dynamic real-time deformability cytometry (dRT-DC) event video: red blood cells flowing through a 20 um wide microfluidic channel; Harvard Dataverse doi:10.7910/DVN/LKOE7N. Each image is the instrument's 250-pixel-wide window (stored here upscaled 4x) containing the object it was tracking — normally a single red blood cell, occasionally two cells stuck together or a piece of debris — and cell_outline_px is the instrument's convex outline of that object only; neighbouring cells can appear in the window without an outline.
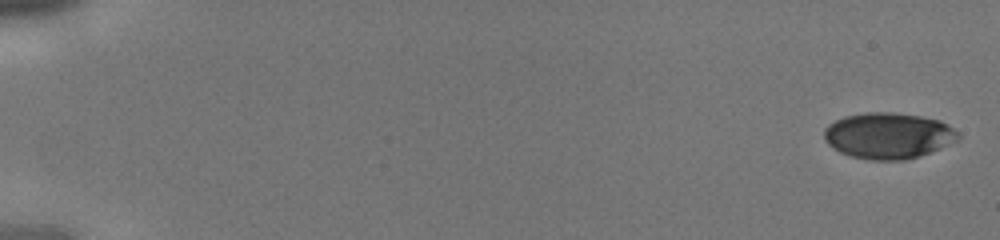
{"species": "human", "species_latin": "Homo sapiens", "temperature_condition": "cold", "stored_images_in_passage": 43, "camera_frame_rate_fps": 3000, "um_per_image_px": 0.085, "donor": {"sex": "male"}, "frame": {"image": 1, "passage_image": 1, "time_ms": 0.0, "image_size_px": [1000, 240], "cell_outline_px": [[960, 140], [928, 152], [904, 160], [868, 160], [852, 156], [840, 152], [832, 148], [824, 140], [824, 128], [828, 124], [844, 116], [864, 112], [892, 112], [920, 116], [940, 120], [948, 124], [960, 136]], "centroid_in_image_um": [75.47, 11.52], "position_along_channel_um": 9.5, "area_um2": 35.95}}
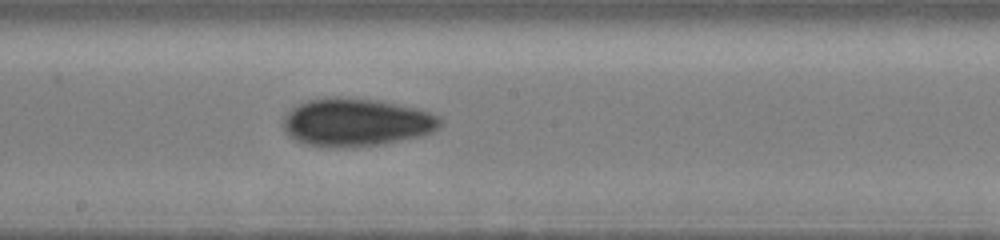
{"frame": {"image": 2, "passage_image": 25, "time_ms": 8.0, "image_size_px": [1000, 240], "cell_outline_px": [[444, 124], [440, 128], [424, 136], [380, 144], [340, 148], [324, 148], [308, 144], [296, 140], [284, 132], [280, 120], [292, 108], [308, 100], [336, 96], [380, 100], [416, 108], [440, 116], [444, 120]], "centroid_in_image_um": [30.29, 10.4], "position_along_channel_um": 217.9, "area_um2": 44.56}}
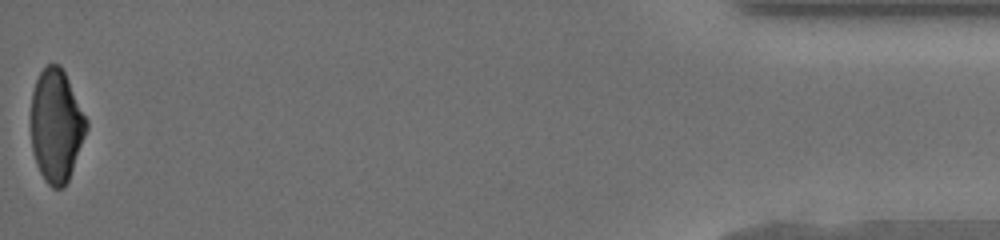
{"frame": {"image": 3, "passage_image": 43, "time_ms": 14.0, "image_size_px": [1000, 240], "cell_outline_px": [[88, 128], [68, 180], [60, 188], [52, 188], [44, 180], [36, 164], [32, 152], [32, 92], [36, 80], [40, 72], [48, 64], [60, 64], [88, 120]], "centroid_in_image_um": [4.78, 10.68], "position_along_channel_um": 430.4, "area_um2": 36.13}}